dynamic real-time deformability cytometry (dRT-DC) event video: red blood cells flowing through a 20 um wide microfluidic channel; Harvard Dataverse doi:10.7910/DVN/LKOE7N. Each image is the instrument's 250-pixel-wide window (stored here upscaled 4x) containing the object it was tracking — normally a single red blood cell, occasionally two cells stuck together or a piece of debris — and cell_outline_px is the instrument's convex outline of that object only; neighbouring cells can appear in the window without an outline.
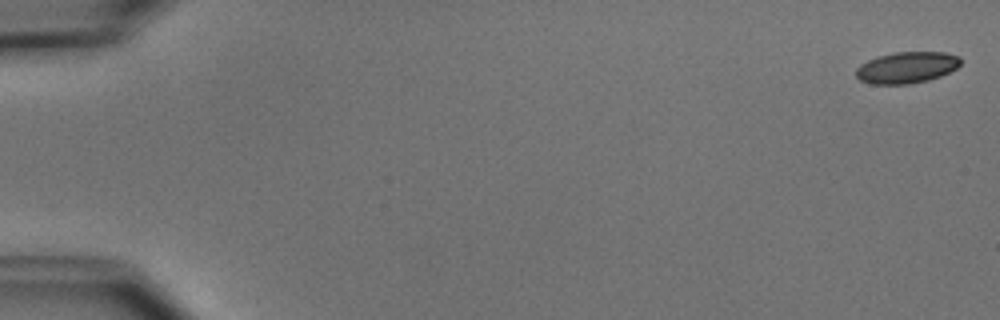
{"species": "common noctule bat (a hibernating species)", "species_latin": "Nyctalus noctula", "temperature_condition": "cold", "stored_images_in_passage": 5, "camera_frame_rate_fps": 3000, "um_per_image_px": 0.085, "animal": {"sex": "male", "body_mass_g": 15.6}, "frame": {"image": 1, "passage_image": 1, "time_ms": 0.0, "image_size_px": [1000, 320], "cell_outline_px": [[960, 64], [956, 68], [940, 76], [928, 80], [908, 84], [872, 84], [860, 80], [856, 76], [856, 68], [860, 64], [876, 56], [896, 52], [944, 52], [960, 56]], "centroid_in_image_um": [77.05, 5.73], "position_along_channel_um": 7.9, "area_um2": 19.13}}
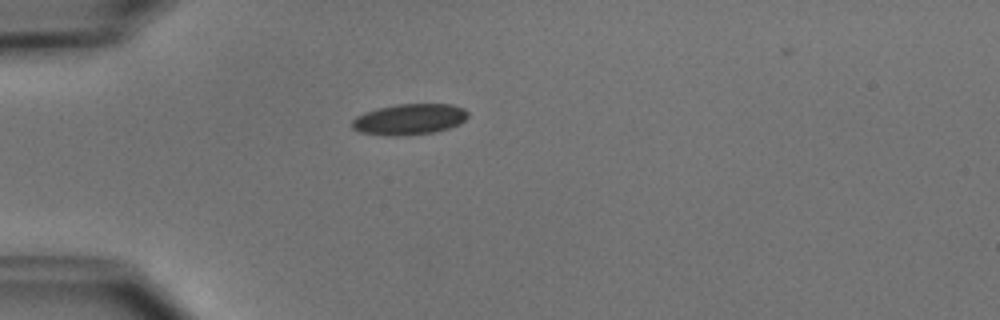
{"frame": {"image": 2, "passage_image": 4, "time_ms": 4.667, "image_size_px": [1000, 320], "cell_outline_px": [[468, 116], [460, 124], [436, 132], [396, 136], [388, 136], [360, 132], [352, 128], [352, 120], [356, 116], [364, 112], [376, 108], [396, 104], [452, 104], [464, 108], [468, 112]], "centroid_in_image_um": [34.79, 10.13], "position_along_channel_um": 50.2, "area_um2": 21.04}}